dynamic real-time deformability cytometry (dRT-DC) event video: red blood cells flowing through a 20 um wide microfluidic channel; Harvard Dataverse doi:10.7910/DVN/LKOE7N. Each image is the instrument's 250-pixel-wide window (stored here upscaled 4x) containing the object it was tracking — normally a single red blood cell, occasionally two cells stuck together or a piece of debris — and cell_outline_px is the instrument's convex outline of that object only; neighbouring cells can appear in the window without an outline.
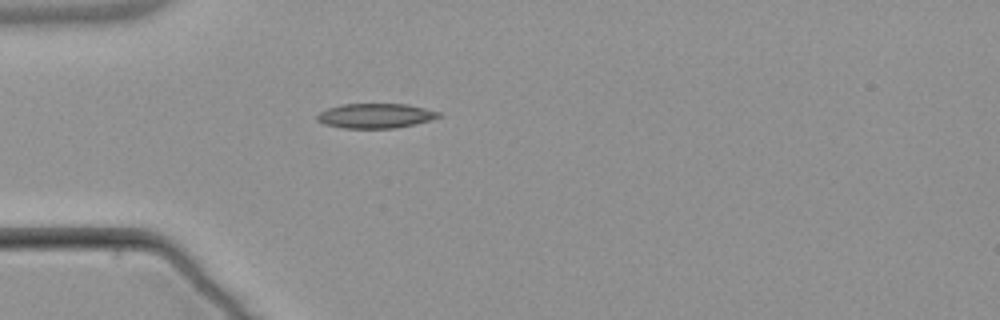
{"species": "common noctule bat (a hibernating species)", "species_latin": "Nyctalus noctula", "temperature_condition": "warm", "stored_images_in_passage": 1, "camera_frame_rate_fps": 3000, "um_per_image_px": 0.085, "animal": {"sex": "male", "body_mass_g": 21.5, "forearm_length_mm": 52.0}, "frame": {"image": 1, "passage_image": 1, "time_ms": 0.0, "image_size_px": [1000, 320], "cell_outline_px": [[444, 116], [432, 120], [416, 124], [396, 128], [344, 128], [324, 124], [316, 120], [316, 116], [320, 112], [328, 108], [340, 104], [408, 104], [440, 112]], "centroid_in_image_um": [31.95, 9.84], "position_along_channel_um": 53.0, "area_um2": 17.69}}